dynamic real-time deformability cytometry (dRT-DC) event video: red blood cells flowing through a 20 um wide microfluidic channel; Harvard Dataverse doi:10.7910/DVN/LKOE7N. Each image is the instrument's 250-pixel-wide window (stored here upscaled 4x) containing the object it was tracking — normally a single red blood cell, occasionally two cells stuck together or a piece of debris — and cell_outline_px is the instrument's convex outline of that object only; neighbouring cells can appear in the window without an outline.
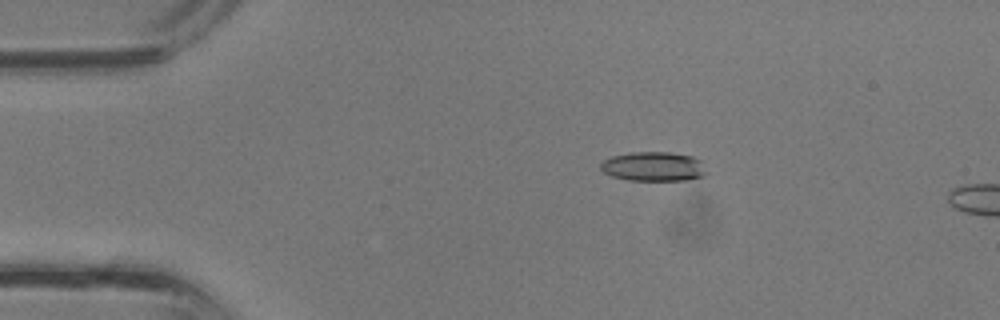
{"species": "common noctule bat (a hibernating species)", "species_latin": "Nyctalus noctula", "temperature_condition": "room temperature", "stored_images_in_passage": 10, "camera_frame_rate_fps": 3000, "um_per_image_px": 0.085, "animal": {"sex": "male", "body_mass_g": 13.3}, "frame": {"image": 1, "passage_image": 7, "time_ms": 2.0, "image_size_px": [1000, 320], "cell_outline_px": [[708, 172], [704, 176], [688, 180], [628, 180], [612, 176], [604, 172], [600, 168], [600, 164], [604, 160], [612, 156], [632, 152], [668, 152], [692, 156], [700, 160]], "centroid_in_image_um": [55.57, 14.15], "position_along_channel_um": 29.4, "area_um2": 18.15}}